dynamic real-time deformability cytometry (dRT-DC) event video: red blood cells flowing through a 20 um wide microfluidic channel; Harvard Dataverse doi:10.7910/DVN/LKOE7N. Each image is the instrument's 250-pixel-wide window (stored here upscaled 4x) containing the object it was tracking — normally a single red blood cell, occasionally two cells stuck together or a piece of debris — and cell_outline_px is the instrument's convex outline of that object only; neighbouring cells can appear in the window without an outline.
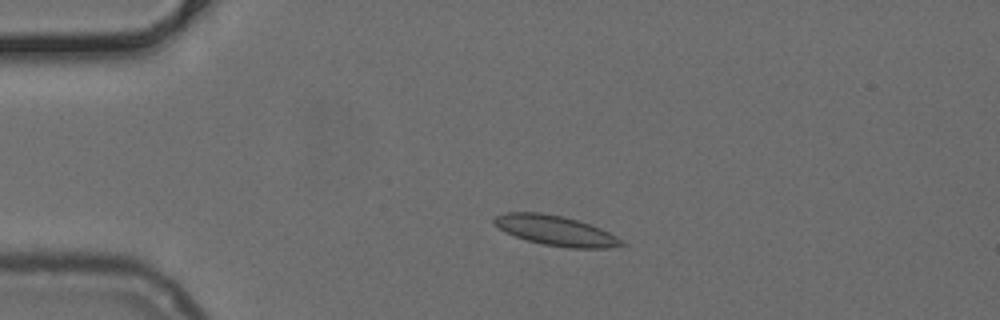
{"species": "common noctule bat (a hibernating species)", "species_latin": "Nyctalus noctula", "temperature_condition": "cold", "stored_images_in_passage": 3, "camera_frame_rate_fps": 3000, "um_per_image_px": 0.085, "animal": {"sex": "female", "body_mass_g": 24.6, "forearm_length_mm": 56.2}, "frame": {"image": 1, "passage_image": 1, "time_ms": 0.0, "image_size_px": [1000, 320], "cell_outline_px": [[628, 244], [608, 248], [568, 248], [544, 244], [528, 240], [504, 232], [492, 220], [496, 216], [508, 212], [540, 212], [560, 216], [576, 220], [600, 228], [624, 240]], "centroid_in_image_um": [47.26, 19.61], "position_along_channel_um": 37.7, "area_um2": 21.96}}